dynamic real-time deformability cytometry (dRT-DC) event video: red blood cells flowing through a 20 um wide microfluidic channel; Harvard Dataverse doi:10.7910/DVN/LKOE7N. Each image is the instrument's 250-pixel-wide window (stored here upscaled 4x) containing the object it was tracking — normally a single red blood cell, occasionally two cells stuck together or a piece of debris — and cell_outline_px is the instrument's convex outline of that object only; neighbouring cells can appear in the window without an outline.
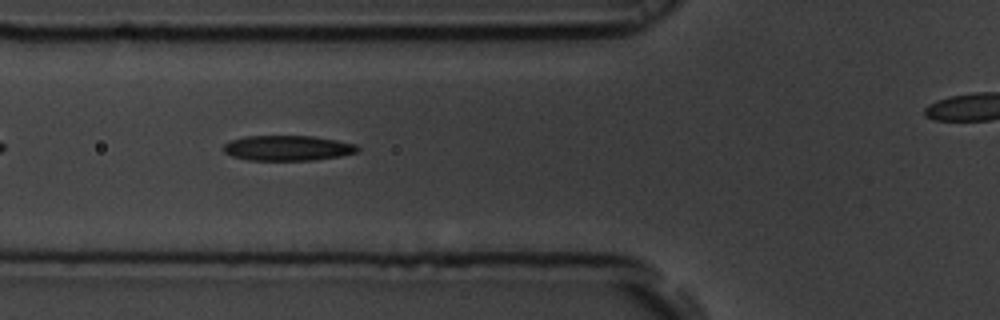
{"species": "common noctule bat (a hibernating species)", "species_latin": "Nyctalus noctula", "temperature_condition": "room temperature", "stored_images_in_passage": 34, "camera_frame_rate_fps": 3000, "um_per_image_px": 0.085, "animal": {"sex": "male", "body_mass_g": 19.5, "forearm_length_mm": 54.6}, "frame": {"image": 1, "passage_image": 6, "time_ms": 1.667, "image_size_px": [1000, 320], "cell_outline_px": [[360, 148], [356, 152], [340, 156], [316, 160], [248, 160], [232, 156], [224, 152], [224, 144], [228, 140], [244, 136], [312, 136], [336, 140], [356, 144]], "centroid_in_image_um": [24.43, 12.58], "position_along_channel_um": 101.4, "area_um2": 19.77}}
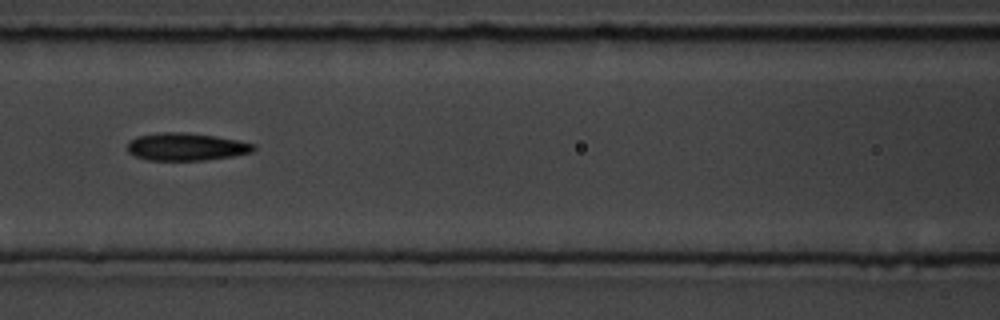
{"frame": {"image": 2, "passage_image": 10, "time_ms": 3.0, "image_size_px": [1000, 320], "cell_outline_px": [[256, 148], [252, 152], [232, 156], [204, 160], [148, 160], [136, 156], [128, 152], [128, 140], [136, 136], [156, 132], [184, 132], [216, 136], [256, 144]], "centroid_in_image_um": [15.8, 12.46], "position_along_channel_um": 150.8, "area_um2": 20.4}}